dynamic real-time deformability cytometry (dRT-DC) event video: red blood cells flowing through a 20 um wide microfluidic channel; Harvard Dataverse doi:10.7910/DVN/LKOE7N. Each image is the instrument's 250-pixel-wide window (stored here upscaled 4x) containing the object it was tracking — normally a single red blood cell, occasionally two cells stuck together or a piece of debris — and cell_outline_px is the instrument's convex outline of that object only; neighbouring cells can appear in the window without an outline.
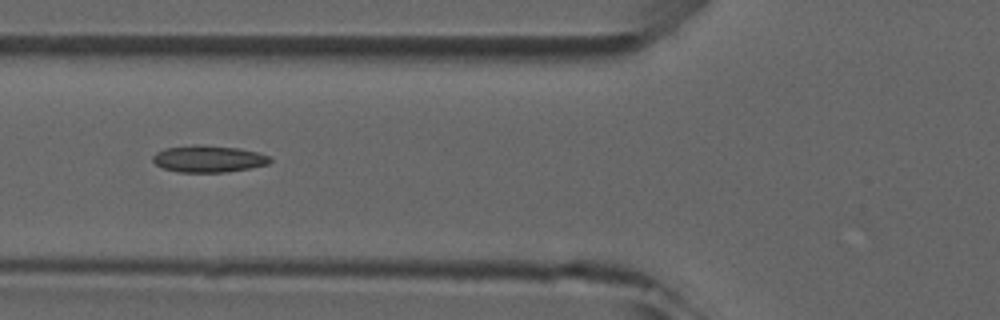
{"species": "common noctule bat (a hibernating species)", "species_latin": "Nyctalus noctula", "temperature_condition": "room temperature", "stored_images_in_passage": 4, "camera_frame_rate_fps": 3000, "um_per_image_px": 0.085, "animal": {"sex": "male", "forearm_length_mm": 52.5}, "frame": {"image": 1, "passage_image": 4, "time_ms": 3.333, "image_size_px": [1000, 320], "cell_outline_px": [[272, 160], [268, 164], [228, 172], [180, 172], [164, 168], [156, 164], [152, 160], [152, 156], [156, 152], [164, 148], [192, 144], [204, 144], [240, 148], [272, 156]], "centroid_in_image_um": [17.72, 13.48], "position_along_channel_um": 108.1, "area_um2": 18.55}}